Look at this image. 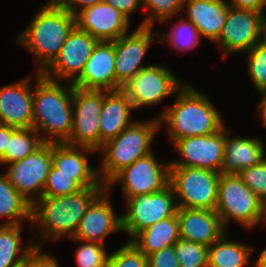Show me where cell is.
<instances>
[{
    "label": "cell",
    "instance_id": "1",
    "mask_svg": "<svg viewBox=\"0 0 266 267\" xmlns=\"http://www.w3.org/2000/svg\"><path fill=\"white\" fill-rule=\"evenodd\" d=\"M105 189L106 185L100 182L97 186L83 188L74 194L37 200L32 205L30 225V231L39 227L40 242H35L36 248L42 249L41 239L57 242L67 236L71 240L88 207Z\"/></svg>",
    "mask_w": 266,
    "mask_h": 267
},
{
    "label": "cell",
    "instance_id": "2",
    "mask_svg": "<svg viewBox=\"0 0 266 267\" xmlns=\"http://www.w3.org/2000/svg\"><path fill=\"white\" fill-rule=\"evenodd\" d=\"M36 73V85L33 87V128L44 143H66L73 126L74 86L68 83L67 88L63 87L59 81Z\"/></svg>",
    "mask_w": 266,
    "mask_h": 267
},
{
    "label": "cell",
    "instance_id": "3",
    "mask_svg": "<svg viewBox=\"0 0 266 267\" xmlns=\"http://www.w3.org/2000/svg\"><path fill=\"white\" fill-rule=\"evenodd\" d=\"M74 26L73 14L55 0H47L14 40L33 53L37 60V72L43 73L60 54L66 37Z\"/></svg>",
    "mask_w": 266,
    "mask_h": 267
},
{
    "label": "cell",
    "instance_id": "4",
    "mask_svg": "<svg viewBox=\"0 0 266 267\" xmlns=\"http://www.w3.org/2000/svg\"><path fill=\"white\" fill-rule=\"evenodd\" d=\"M175 98L173 105L156 116L160 123L168 126L172 143L187 137L210 135L225 126L214 103L191 84L186 83Z\"/></svg>",
    "mask_w": 266,
    "mask_h": 267
},
{
    "label": "cell",
    "instance_id": "5",
    "mask_svg": "<svg viewBox=\"0 0 266 267\" xmlns=\"http://www.w3.org/2000/svg\"><path fill=\"white\" fill-rule=\"evenodd\" d=\"M160 125L158 117L152 120L135 121L117 137L105 142L98 150L103 157L101 168L98 169L101 183L107 185L123 168L151 153L153 151L151 143Z\"/></svg>",
    "mask_w": 266,
    "mask_h": 267
},
{
    "label": "cell",
    "instance_id": "6",
    "mask_svg": "<svg viewBox=\"0 0 266 267\" xmlns=\"http://www.w3.org/2000/svg\"><path fill=\"white\" fill-rule=\"evenodd\" d=\"M215 211L225 229L231 220L248 230L262 221L266 224V206L238 174L220 175Z\"/></svg>",
    "mask_w": 266,
    "mask_h": 267
},
{
    "label": "cell",
    "instance_id": "7",
    "mask_svg": "<svg viewBox=\"0 0 266 267\" xmlns=\"http://www.w3.org/2000/svg\"><path fill=\"white\" fill-rule=\"evenodd\" d=\"M220 173L195 167H170L177 208L215 210Z\"/></svg>",
    "mask_w": 266,
    "mask_h": 267
},
{
    "label": "cell",
    "instance_id": "8",
    "mask_svg": "<svg viewBox=\"0 0 266 267\" xmlns=\"http://www.w3.org/2000/svg\"><path fill=\"white\" fill-rule=\"evenodd\" d=\"M184 85L166 66L151 64L139 71L122 90L138 110L158 105L164 98L177 94Z\"/></svg>",
    "mask_w": 266,
    "mask_h": 267
},
{
    "label": "cell",
    "instance_id": "9",
    "mask_svg": "<svg viewBox=\"0 0 266 267\" xmlns=\"http://www.w3.org/2000/svg\"><path fill=\"white\" fill-rule=\"evenodd\" d=\"M125 200L128 212L121 214L122 232L128 234L130 237L128 241L147 227L174 216L178 209L170 184L161 191L139 194Z\"/></svg>",
    "mask_w": 266,
    "mask_h": 267
},
{
    "label": "cell",
    "instance_id": "10",
    "mask_svg": "<svg viewBox=\"0 0 266 267\" xmlns=\"http://www.w3.org/2000/svg\"><path fill=\"white\" fill-rule=\"evenodd\" d=\"M151 153L138 158L118 172L106 185L110 191L114 184L121 183L126 199L139 194H152L166 188L170 183V161L158 163Z\"/></svg>",
    "mask_w": 266,
    "mask_h": 267
},
{
    "label": "cell",
    "instance_id": "11",
    "mask_svg": "<svg viewBox=\"0 0 266 267\" xmlns=\"http://www.w3.org/2000/svg\"><path fill=\"white\" fill-rule=\"evenodd\" d=\"M52 165V143H44L22 160L8 164L9 183L31 205L42 197Z\"/></svg>",
    "mask_w": 266,
    "mask_h": 267
},
{
    "label": "cell",
    "instance_id": "12",
    "mask_svg": "<svg viewBox=\"0 0 266 267\" xmlns=\"http://www.w3.org/2000/svg\"><path fill=\"white\" fill-rule=\"evenodd\" d=\"M102 107L103 90L73 88V126L67 144L100 149Z\"/></svg>",
    "mask_w": 266,
    "mask_h": 267
},
{
    "label": "cell",
    "instance_id": "13",
    "mask_svg": "<svg viewBox=\"0 0 266 267\" xmlns=\"http://www.w3.org/2000/svg\"><path fill=\"white\" fill-rule=\"evenodd\" d=\"M228 131L225 125L210 135L177 140L173 145L182 159L170 160V167H195L220 173Z\"/></svg>",
    "mask_w": 266,
    "mask_h": 267
},
{
    "label": "cell",
    "instance_id": "14",
    "mask_svg": "<svg viewBox=\"0 0 266 267\" xmlns=\"http://www.w3.org/2000/svg\"><path fill=\"white\" fill-rule=\"evenodd\" d=\"M264 13L228 7L225 24L215 43L223 50V56L247 52L261 39V23Z\"/></svg>",
    "mask_w": 266,
    "mask_h": 267
},
{
    "label": "cell",
    "instance_id": "15",
    "mask_svg": "<svg viewBox=\"0 0 266 267\" xmlns=\"http://www.w3.org/2000/svg\"><path fill=\"white\" fill-rule=\"evenodd\" d=\"M152 29L149 26H137L131 34L127 33L112 41L115 48L116 90L122 89L139 71L147 67L141 64L142 60L153 37H159V33Z\"/></svg>",
    "mask_w": 266,
    "mask_h": 267
},
{
    "label": "cell",
    "instance_id": "16",
    "mask_svg": "<svg viewBox=\"0 0 266 267\" xmlns=\"http://www.w3.org/2000/svg\"><path fill=\"white\" fill-rule=\"evenodd\" d=\"M97 42L89 33L74 26L67 35L60 54L42 74L51 80L73 83L81 75Z\"/></svg>",
    "mask_w": 266,
    "mask_h": 267
},
{
    "label": "cell",
    "instance_id": "17",
    "mask_svg": "<svg viewBox=\"0 0 266 267\" xmlns=\"http://www.w3.org/2000/svg\"><path fill=\"white\" fill-rule=\"evenodd\" d=\"M110 193L105 189L88 207L72 241H92L105 244L104 239L107 236L122 232V217L114 213Z\"/></svg>",
    "mask_w": 266,
    "mask_h": 267
},
{
    "label": "cell",
    "instance_id": "18",
    "mask_svg": "<svg viewBox=\"0 0 266 267\" xmlns=\"http://www.w3.org/2000/svg\"><path fill=\"white\" fill-rule=\"evenodd\" d=\"M75 26L98 41H113L129 32L130 21L106 2L79 10L75 15Z\"/></svg>",
    "mask_w": 266,
    "mask_h": 267
},
{
    "label": "cell",
    "instance_id": "19",
    "mask_svg": "<svg viewBox=\"0 0 266 267\" xmlns=\"http://www.w3.org/2000/svg\"><path fill=\"white\" fill-rule=\"evenodd\" d=\"M84 90H116L115 48L112 41H98L81 75L72 83Z\"/></svg>",
    "mask_w": 266,
    "mask_h": 267
},
{
    "label": "cell",
    "instance_id": "20",
    "mask_svg": "<svg viewBox=\"0 0 266 267\" xmlns=\"http://www.w3.org/2000/svg\"><path fill=\"white\" fill-rule=\"evenodd\" d=\"M31 79L27 77L0 87V124L15 128H33Z\"/></svg>",
    "mask_w": 266,
    "mask_h": 267
},
{
    "label": "cell",
    "instance_id": "21",
    "mask_svg": "<svg viewBox=\"0 0 266 267\" xmlns=\"http://www.w3.org/2000/svg\"><path fill=\"white\" fill-rule=\"evenodd\" d=\"M97 152L85 146H73L67 143H52V165L60 173L71 176L83 188L97 186L101 181L98 169L93 168L87 153Z\"/></svg>",
    "mask_w": 266,
    "mask_h": 267
},
{
    "label": "cell",
    "instance_id": "22",
    "mask_svg": "<svg viewBox=\"0 0 266 267\" xmlns=\"http://www.w3.org/2000/svg\"><path fill=\"white\" fill-rule=\"evenodd\" d=\"M180 238L209 247L226 229L215 210L177 209Z\"/></svg>",
    "mask_w": 266,
    "mask_h": 267
},
{
    "label": "cell",
    "instance_id": "23",
    "mask_svg": "<svg viewBox=\"0 0 266 267\" xmlns=\"http://www.w3.org/2000/svg\"><path fill=\"white\" fill-rule=\"evenodd\" d=\"M134 107L122 90H103V107L100 114V148L108 140L117 137L135 121L131 119Z\"/></svg>",
    "mask_w": 266,
    "mask_h": 267
},
{
    "label": "cell",
    "instance_id": "24",
    "mask_svg": "<svg viewBox=\"0 0 266 267\" xmlns=\"http://www.w3.org/2000/svg\"><path fill=\"white\" fill-rule=\"evenodd\" d=\"M228 2L224 0H183L186 19L192 22L201 37L216 42L222 33L228 13Z\"/></svg>",
    "mask_w": 266,
    "mask_h": 267
},
{
    "label": "cell",
    "instance_id": "25",
    "mask_svg": "<svg viewBox=\"0 0 266 267\" xmlns=\"http://www.w3.org/2000/svg\"><path fill=\"white\" fill-rule=\"evenodd\" d=\"M226 133L224 158L220 174H238L241 170L257 165L266 159L263 140L256 137H230Z\"/></svg>",
    "mask_w": 266,
    "mask_h": 267
},
{
    "label": "cell",
    "instance_id": "26",
    "mask_svg": "<svg viewBox=\"0 0 266 267\" xmlns=\"http://www.w3.org/2000/svg\"><path fill=\"white\" fill-rule=\"evenodd\" d=\"M180 239L177 213L137 233L130 242L146 256L171 247Z\"/></svg>",
    "mask_w": 266,
    "mask_h": 267
},
{
    "label": "cell",
    "instance_id": "27",
    "mask_svg": "<svg viewBox=\"0 0 266 267\" xmlns=\"http://www.w3.org/2000/svg\"><path fill=\"white\" fill-rule=\"evenodd\" d=\"M225 232L208 247V267H245L250 263L253 247L230 241Z\"/></svg>",
    "mask_w": 266,
    "mask_h": 267
},
{
    "label": "cell",
    "instance_id": "28",
    "mask_svg": "<svg viewBox=\"0 0 266 267\" xmlns=\"http://www.w3.org/2000/svg\"><path fill=\"white\" fill-rule=\"evenodd\" d=\"M32 205L9 183L5 174H0V217L6 218L0 225H21L26 219L31 222Z\"/></svg>",
    "mask_w": 266,
    "mask_h": 267
},
{
    "label": "cell",
    "instance_id": "29",
    "mask_svg": "<svg viewBox=\"0 0 266 267\" xmlns=\"http://www.w3.org/2000/svg\"><path fill=\"white\" fill-rule=\"evenodd\" d=\"M21 232L22 225H0V267H11L36 249L31 241L21 246Z\"/></svg>",
    "mask_w": 266,
    "mask_h": 267
},
{
    "label": "cell",
    "instance_id": "30",
    "mask_svg": "<svg viewBox=\"0 0 266 267\" xmlns=\"http://www.w3.org/2000/svg\"><path fill=\"white\" fill-rule=\"evenodd\" d=\"M43 144L41 136L34 128H16L8 140V147L0 159V166L24 159Z\"/></svg>",
    "mask_w": 266,
    "mask_h": 267
},
{
    "label": "cell",
    "instance_id": "31",
    "mask_svg": "<svg viewBox=\"0 0 266 267\" xmlns=\"http://www.w3.org/2000/svg\"><path fill=\"white\" fill-rule=\"evenodd\" d=\"M172 25L170 33H159L157 39L160 43L166 42L167 39L170 47L175 48L180 53L193 49L200 43L201 35L189 20L182 17L180 21H176Z\"/></svg>",
    "mask_w": 266,
    "mask_h": 267
},
{
    "label": "cell",
    "instance_id": "32",
    "mask_svg": "<svg viewBox=\"0 0 266 267\" xmlns=\"http://www.w3.org/2000/svg\"><path fill=\"white\" fill-rule=\"evenodd\" d=\"M142 7L150 13L139 26L153 27L156 21L164 24L183 11V0H143Z\"/></svg>",
    "mask_w": 266,
    "mask_h": 267
},
{
    "label": "cell",
    "instance_id": "33",
    "mask_svg": "<svg viewBox=\"0 0 266 267\" xmlns=\"http://www.w3.org/2000/svg\"><path fill=\"white\" fill-rule=\"evenodd\" d=\"M179 267H208V247L180 238L174 245Z\"/></svg>",
    "mask_w": 266,
    "mask_h": 267
},
{
    "label": "cell",
    "instance_id": "34",
    "mask_svg": "<svg viewBox=\"0 0 266 267\" xmlns=\"http://www.w3.org/2000/svg\"><path fill=\"white\" fill-rule=\"evenodd\" d=\"M247 53V70L257 92L266 90V45L255 44Z\"/></svg>",
    "mask_w": 266,
    "mask_h": 267
},
{
    "label": "cell",
    "instance_id": "35",
    "mask_svg": "<svg viewBox=\"0 0 266 267\" xmlns=\"http://www.w3.org/2000/svg\"><path fill=\"white\" fill-rule=\"evenodd\" d=\"M81 189L83 187L76 180L60 173V170L51 165L42 197L66 196L77 193Z\"/></svg>",
    "mask_w": 266,
    "mask_h": 267
},
{
    "label": "cell",
    "instance_id": "36",
    "mask_svg": "<svg viewBox=\"0 0 266 267\" xmlns=\"http://www.w3.org/2000/svg\"><path fill=\"white\" fill-rule=\"evenodd\" d=\"M76 252L75 258L78 267H107V250L99 242L83 241Z\"/></svg>",
    "mask_w": 266,
    "mask_h": 267
},
{
    "label": "cell",
    "instance_id": "37",
    "mask_svg": "<svg viewBox=\"0 0 266 267\" xmlns=\"http://www.w3.org/2000/svg\"><path fill=\"white\" fill-rule=\"evenodd\" d=\"M107 267H148L147 256L128 241L108 255Z\"/></svg>",
    "mask_w": 266,
    "mask_h": 267
},
{
    "label": "cell",
    "instance_id": "38",
    "mask_svg": "<svg viewBox=\"0 0 266 267\" xmlns=\"http://www.w3.org/2000/svg\"><path fill=\"white\" fill-rule=\"evenodd\" d=\"M238 175L242 182L254 192L266 206V159L257 165L241 170Z\"/></svg>",
    "mask_w": 266,
    "mask_h": 267
},
{
    "label": "cell",
    "instance_id": "39",
    "mask_svg": "<svg viewBox=\"0 0 266 267\" xmlns=\"http://www.w3.org/2000/svg\"><path fill=\"white\" fill-rule=\"evenodd\" d=\"M148 267H179L174 245L147 256Z\"/></svg>",
    "mask_w": 266,
    "mask_h": 267
},
{
    "label": "cell",
    "instance_id": "40",
    "mask_svg": "<svg viewBox=\"0 0 266 267\" xmlns=\"http://www.w3.org/2000/svg\"><path fill=\"white\" fill-rule=\"evenodd\" d=\"M59 262L48 253H43L40 248H36L29 255V267H59Z\"/></svg>",
    "mask_w": 266,
    "mask_h": 267
},
{
    "label": "cell",
    "instance_id": "41",
    "mask_svg": "<svg viewBox=\"0 0 266 267\" xmlns=\"http://www.w3.org/2000/svg\"><path fill=\"white\" fill-rule=\"evenodd\" d=\"M104 2L120 11L129 21L130 15L143 4V0H105Z\"/></svg>",
    "mask_w": 266,
    "mask_h": 267
},
{
    "label": "cell",
    "instance_id": "42",
    "mask_svg": "<svg viewBox=\"0 0 266 267\" xmlns=\"http://www.w3.org/2000/svg\"><path fill=\"white\" fill-rule=\"evenodd\" d=\"M61 7L65 8L71 14L75 15L79 10L105 0H55Z\"/></svg>",
    "mask_w": 266,
    "mask_h": 267
},
{
    "label": "cell",
    "instance_id": "43",
    "mask_svg": "<svg viewBox=\"0 0 266 267\" xmlns=\"http://www.w3.org/2000/svg\"><path fill=\"white\" fill-rule=\"evenodd\" d=\"M262 2L263 0H229L228 4L234 8L253 10L262 13Z\"/></svg>",
    "mask_w": 266,
    "mask_h": 267
},
{
    "label": "cell",
    "instance_id": "44",
    "mask_svg": "<svg viewBox=\"0 0 266 267\" xmlns=\"http://www.w3.org/2000/svg\"><path fill=\"white\" fill-rule=\"evenodd\" d=\"M15 129V127L0 124V159L5 154L6 148L8 147V140Z\"/></svg>",
    "mask_w": 266,
    "mask_h": 267
},
{
    "label": "cell",
    "instance_id": "45",
    "mask_svg": "<svg viewBox=\"0 0 266 267\" xmlns=\"http://www.w3.org/2000/svg\"><path fill=\"white\" fill-rule=\"evenodd\" d=\"M260 95L262 96V100L258 103L256 107V111L258 110L259 118L261 116V120L263 122V127H266V90L260 91Z\"/></svg>",
    "mask_w": 266,
    "mask_h": 267
},
{
    "label": "cell",
    "instance_id": "46",
    "mask_svg": "<svg viewBox=\"0 0 266 267\" xmlns=\"http://www.w3.org/2000/svg\"><path fill=\"white\" fill-rule=\"evenodd\" d=\"M254 267H266V248L260 253Z\"/></svg>",
    "mask_w": 266,
    "mask_h": 267
},
{
    "label": "cell",
    "instance_id": "47",
    "mask_svg": "<svg viewBox=\"0 0 266 267\" xmlns=\"http://www.w3.org/2000/svg\"><path fill=\"white\" fill-rule=\"evenodd\" d=\"M260 42L266 45V15L263 16L261 23V39Z\"/></svg>",
    "mask_w": 266,
    "mask_h": 267
},
{
    "label": "cell",
    "instance_id": "48",
    "mask_svg": "<svg viewBox=\"0 0 266 267\" xmlns=\"http://www.w3.org/2000/svg\"><path fill=\"white\" fill-rule=\"evenodd\" d=\"M11 267H29V256L16 263L15 265H12Z\"/></svg>",
    "mask_w": 266,
    "mask_h": 267
},
{
    "label": "cell",
    "instance_id": "49",
    "mask_svg": "<svg viewBox=\"0 0 266 267\" xmlns=\"http://www.w3.org/2000/svg\"><path fill=\"white\" fill-rule=\"evenodd\" d=\"M264 7H266V0H263L262 2V11H264Z\"/></svg>",
    "mask_w": 266,
    "mask_h": 267
}]
</instances>
